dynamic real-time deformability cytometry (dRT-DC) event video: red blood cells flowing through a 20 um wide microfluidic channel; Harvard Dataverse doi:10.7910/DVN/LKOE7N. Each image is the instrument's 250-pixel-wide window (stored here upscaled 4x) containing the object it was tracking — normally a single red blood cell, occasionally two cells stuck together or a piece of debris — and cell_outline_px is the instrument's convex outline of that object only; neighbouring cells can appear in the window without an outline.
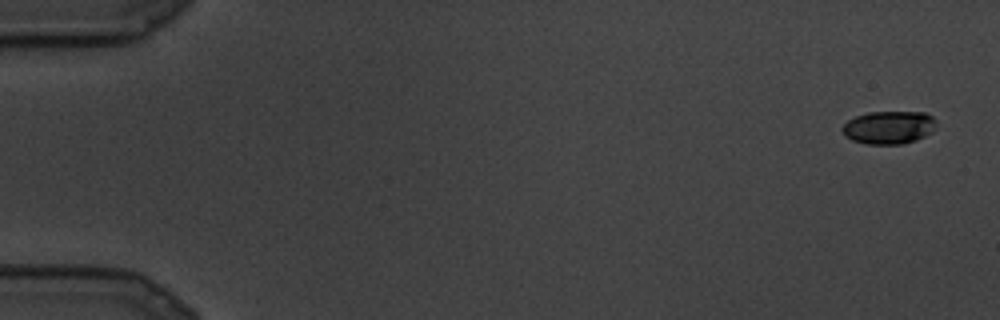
{"species": "common noctule bat (a hibernating species)", "species_latin": "Nyctalus noctula", "temperature_condition": "cold", "stored_images_in_passage": 12, "camera_frame_rate_fps": 3000, "um_per_image_px": 0.085, "animal": {"sex": "male", "body_mass_g": 19.5, "forearm_length_mm": 54.6}, "frame": {"image": 1, "passage_image": 1, "time_ms": 0.0, "image_size_px": [1000, 320], "cell_outline_px": [[936, 120], [932, 132], [916, 140], [900, 144], [868, 144], [852, 140], [844, 136], [840, 128], [848, 120], [856, 116], [868, 112], [924, 112], [932, 116]], "centroid_in_image_um": [75.52, 10.83], "position_along_channel_um": 9.5, "area_um2": 18.09}}
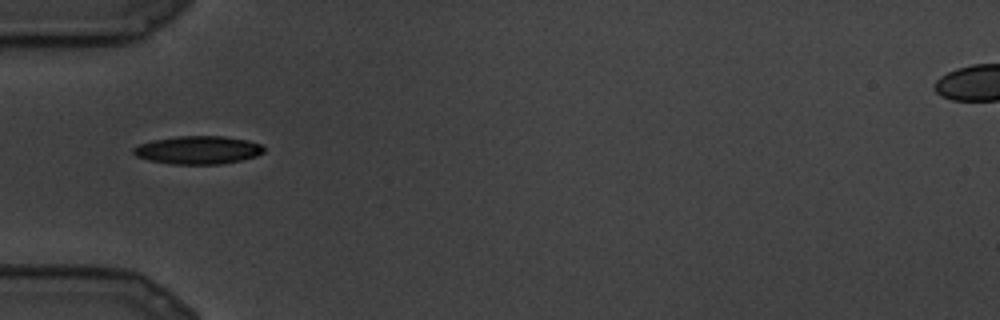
{"frame": {"image": 2, "passage_image": 9, "time_ms": 2.667, "image_size_px": [1000, 320], "cell_outline_px": [[264, 152], [256, 156], [240, 160], [220, 164], [172, 164], [148, 160], [136, 156], [132, 152], [132, 148], [140, 144], [152, 140], [176, 136], [224, 136], [248, 140], [264, 144]], "centroid_in_image_um": [16.84, 12.74], "position_along_channel_um": 68.2, "area_um2": 21.5}}
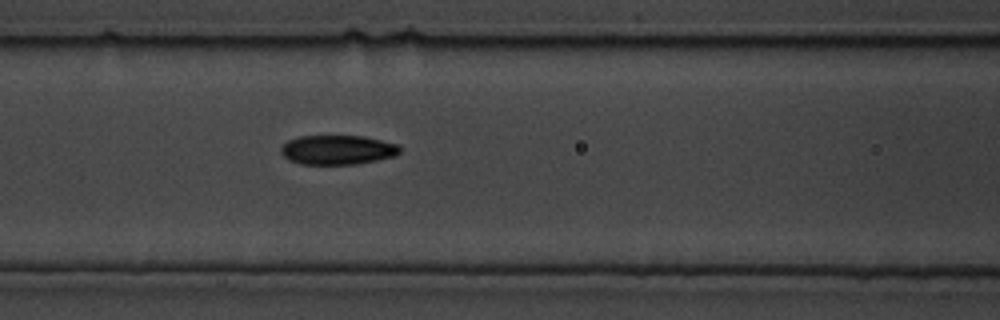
{"frame": {"image": 3, "passage_image": 12, "time_ms": 3.667, "image_size_px": [1000, 320], "cell_outline_px": [[400, 152], [396, 156], [356, 164], [300, 164], [288, 160], [280, 152], [280, 148], [288, 140], [300, 136], [360, 136], [380, 140], [396, 144], [400, 148]], "centroid_in_image_um": [28.66, 12.74], "position_along_channel_um": 137.9, "area_um2": 20.29}}